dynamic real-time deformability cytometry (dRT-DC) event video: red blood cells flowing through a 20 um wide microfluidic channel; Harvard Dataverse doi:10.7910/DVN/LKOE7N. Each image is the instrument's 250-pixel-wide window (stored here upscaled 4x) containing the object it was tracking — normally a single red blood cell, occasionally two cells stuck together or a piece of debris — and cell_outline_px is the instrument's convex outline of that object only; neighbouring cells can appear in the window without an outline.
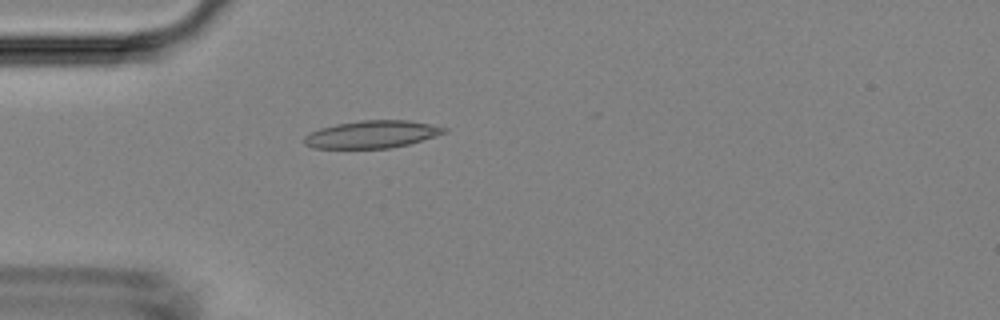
{"species": "Egyptian fruit bat (a non-hibernating species)", "species_latin": "Rousettus aegyptiacus", "temperature_condition": "room temperature", "stored_images_in_passage": 5, "camera_frame_rate_fps": 3000, "um_per_image_px": 0.085, "animal": {"sex": "female"}, "frame": {"image": 1, "passage_image": 5, "time_ms": 4.333, "image_size_px": [1000, 320], "cell_outline_px": [[448, 132], [436, 136], [408, 144], [388, 148], [312, 148], [304, 144], [304, 136], [308, 132], [320, 128], [336, 124], [360, 120], [408, 120], [432, 124], [448, 128]], "centroid_in_image_um": [31.61, 11.41], "position_along_channel_um": 53.4, "area_um2": 22.54}}